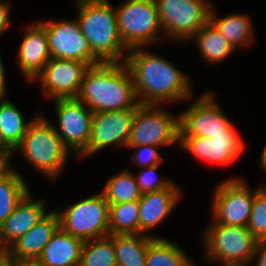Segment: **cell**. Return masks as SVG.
Here are the masks:
<instances>
[{
    "label": "cell",
    "mask_w": 266,
    "mask_h": 266,
    "mask_svg": "<svg viewBox=\"0 0 266 266\" xmlns=\"http://www.w3.org/2000/svg\"><path fill=\"white\" fill-rule=\"evenodd\" d=\"M40 22L46 28L48 46L53 58L77 60L86 62L89 66L101 63L82 34L77 18Z\"/></svg>",
    "instance_id": "cell-14"
},
{
    "label": "cell",
    "mask_w": 266,
    "mask_h": 266,
    "mask_svg": "<svg viewBox=\"0 0 266 266\" xmlns=\"http://www.w3.org/2000/svg\"><path fill=\"white\" fill-rule=\"evenodd\" d=\"M6 252V249L2 246L0 242V256Z\"/></svg>",
    "instance_id": "cell-42"
},
{
    "label": "cell",
    "mask_w": 266,
    "mask_h": 266,
    "mask_svg": "<svg viewBox=\"0 0 266 266\" xmlns=\"http://www.w3.org/2000/svg\"><path fill=\"white\" fill-rule=\"evenodd\" d=\"M182 195L181 188L175 183L168 188L142 194L139 199L140 234L160 237L153 234L154 229L161 226L175 210Z\"/></svg>",
    "instance_id": "cell-18"
},
{
    "label": "cell",
    "mask_w": 266,
    "mask_h": 266,
    "mask_svg": "<svg viewBox=\"0 0 266 266\" xmlns=\"http://www.w3.org/2000/svg\"><path fill=\"white\" fill-rule=\"evenodd\" d=\"M147 49H129L125 59L133 77L138 102L144 105H168L190 101L194 95L188 75L171 61Z\"/></svg>",
    "instance_id": "cell-1"
},
{
    "label": "cell",
    "mask_w": 266,
    "mask_h": 266,
    "mask_svg": "<svg viewBox=\"0 0 266 266\" xmlns=\"http://www.w3.org/2000/svg\"><path fill=\"white\" fill-rule=\"evenodd\" d=\"M254 198L255 189L253 191L241 176L220 180L211 198L212 221L226 226L247 227Z\"/></svg>",
    "instance_id": "cell-10"
},
{
    "label": "cell",
    "mask_w": 266,
    "mask_h": 266,
    "mask_svg": "<svg viewBox=\"0 0 266 266\" xmlns=\"http://www.w3.org/2000/svg\"><path fill=\"white\" fill-rule=\"evenodd\" d=\"M90 66L86 62L51 58L35 78L44 99L77 98L84 74Z\"/></svg>",
    "instance_id": "cell-13"
},
{
    "label": "cell",
    "mask_w": 266,
    "mask_h": 266,
    "mask_svg": "<svg viewBox=\"0 0 266 266\" xmlns=\"http://www.w3.org/2000/svg\"><path fill=\"white\" fill-rule=\"evenodd\" d=\"M153 238L145 234L114 235L117 266H146L147 248Z\"/></svg>",
    "instance_id": "cell-27"
},
{
    "label": "cell",
    "mask_w": 266,
    "mask_h": 266,
    "mask_svg": "<svg viewBox=\"0 0 266 266\" xmlns=\"http://www.w3.org/2000/svg\"><path fill=\"white\" fill-rule=\"evenodd\" d=\"M134 115L135 109L93 113L88 146L78 159L87 158L108 146L125 149Z\"/></svg>",
    "instance_id": "cell-16"
},
{
    "label": "cell",
    "mask_w": 266,
    "mask_h": 266,
    "mask_svg": "<svg viewBox=\"0 0 266 266\" xmlns=\"http://www.w3.org/2000/svg\"><path fill=\"white\" fill-rule=\"evenodd\" d=\"M83 244L59 227L37 260L46 266H79Z\"/></svg>",
    "instance_id": "cell-21"
},
{
    "label": "cell",
    "mask_w": 266,
    "mask_h": 266,
    "mask_svg": "<svg viewBox=\"0 0 266 266\" xmlns=\"http://www.w3.org/2000/svg\"><path fill=\"white\" fill-rule=\"evenodd\" d=\"M79 266H117L114 235L84 241Z\"/></svg>",
    "instance_id": "cell-30"
},
{
    "label": "cell",
    "mask_w": 266,
    "mask_h": 266,
    "mask_svg": "<svg viewBox=\"0 0 266 266\" xmlns=\"http://www.w3.org/2000/svg\"><path fill=\"white\" fill-rule=\"evenodd\" d=\"M31 193L30 190L0 226V242L5 249L27 233L49 212L45 197L35 199Z\"/></svg>",
    "instance_id": "cell-19"
},
{
    "label": "cell",
    "mask_w": 266,
    "mask_h": 266,
    "mask_svg": "<svg viewBox=\"0 0 266 266\" xmlns=\"http://www.w3.org/2000/svg\"><path fill=\"white\" fill-rule=\"evenodd\" d=\"M159 148L157 146L144 145V146H131L127 149H135L130 156L132 164L136 166H141V168L154 166L157 164L164 163V159L159 153Z\"/></svg>",
    "instance_id": "cell-33"
},
{
    "label": "cell",
    "mask_w": 266,
    "mask_h": 266,
    "mask_svg": "<svg viewBox=\"0 0 266 266\" xmlns=\"http://www.w3.org/2000/svg\"><path fill=\"white\" fill-rule=\"evenodd\" d=\"M12 153L2 144L0 140V159H12Z\"/></svg>",
    "instance_id": "cell-39"
},
{
    "label": "cell",
    "mask_w": 266,
    "mask_h": 266,
    "mask_svg": "<svg viewBox=\"0 0 266 266\" xmlns=\"http://www.w3.org/2000/svg\"><path fill=\"white\" fill-rule=\"evenodd\" d=\"M180 139V113L171 115L164 105L140 104L135 109L126 149L131 146L164 147Z\"/></svg>",
    "instance_id": "cell-8"
},
{
    "label": "cell",
    "mask_w": 266,
    "mask_h": 266,
    "mask_svg": "<svg viewBox=\"0 0 266 266\" xmlns=\"http://www.w3.org/2000/svg\"><path fill=\"white\" fill-rule=\"evenodd\" d=\"M260 186H261V189L266 193V182L260 184Z\"/></svg>",
    "instance_id": "cell-43"
},
{
    "label": "cell",
    "mask_w": 266,
    "mask_h": 266,
    "mask_svg": "<svg viewBox=\"0 0 266 266\" xmlns=\"http://www.w3.org/2000/svg\"><path fill=\"white\" fill-rule=\"evenodd\" d=\"M159 165L142 168L134 175L142 194L168 188L174 183L172 179L170 180L168 177L163 178L157 174Z\"/></svg>",
    "instance_id": "cell-32"
},
{
    "label": "cell",
    "mask_w": 266,
    "mask_h": 266,
    "mask_svg": "<svg viewBox=\"0 0 266 266\" xmlns=\"http://www.w3.org/2000/svg\"><path fill=\"white\" fill-rule=\"evenodd\" d=\"M2 55H0V99H6V95H7V83H6V70H5V65L3 62V59L1 57Z\"/></svg>",
    "instance_id": "cell-36"
},
{
    "label": "cell",
    "mask_w": 266,
    "mask_h": 266,
    "mask_svg": "<svg viewBox=\"0 0 266 266\" xmlns=\"http://www.w3.org/2000/svg\"><path fill=\"white\" fill-rule=\"evenodd\" d=\"M93 113L136 109L138 102L132 74L125 62L90 66L77 95Z\"/></svg>",
    "instance_id": "cell-2"
},
{
    "label": "cell",
    "mask_w": 266,
    "mask_h": 266,
    "mask_svg": "<svg viewBox=\"0 0 266 266\" xmlns=\"http://www.w3.org/2000/svg\"><path fill=\"white\" fill-rule=\"evenodd\" d=\"M81 32L100 62H125L129 49L123 44L115 8L110 0H74Z\"/></svg>",
    "instance_id": "cell-3"
},
{
    "label": "cell",
    "mask_w": 266,
    "mask_h": 266,
    "mask_svg": "<svg viewBox=\"0 0 266 266\" xmlns=\"http://www.w3.org/2000/svg\"><path fill=\"white\" fill-rule=\"evenodd\" d=\"M140 234L139 200L109 205V235Z\"/></svg>",
    "instance_id": "cell-29"
},
{
    "label": "cell",
    "mask_w": 266,
    "mask_h": 266,
    "mask_svg": "<svg viewBox=\"0 0 266 266\" xmlns=\"http://www.w3.org/2000/svg\"><path fill=\"white\" fill-rule=\"evenodd\" d=\"M21 262L16 260L7 251L0 256V266H20Z\"/></svg>",
    "instance_id": "cell-37"
},
{
    "label": "cell",
    "mask_w": 266,
    "mask_h": 266,
    "mask_svg": "<svg viewBox=\"0 0 266 266\" xmlns=\"http://www.w3.org/2000/svg\"><path fill=\"white\" fill-rule=\"evenodd\" d=\"M166 40L189 43L209 21L211 0H155ZM173 40V41H172Z\"/></svg>",
    "instance_id": "cell-7"
},
{
    "label": "cell",
    "mask_w": 266,
    "mask_h": 266,
    "mask_svg": "<svg viewBox=\"0 0 266 266\" xmlns=\"http://www.w3.org/2000/svg\"><path fill=\"white\" fill-rule=\"evenodd\" d=\"M30 190L24 175L14 166L0 177V226Z\"/></svg>",
    "instance_id": "cell-26"
},
{
    "label": "cell",
    "mask_w": 266,
    "mask_h": 266,
    "mask_svg": "<svg viewBox=\"0 0 266 266\" xmlns=\"http://www.w3.org/2000/svg\"><path fill=\"white\" fill-rule=\"evenodd\" d=\"M59 227L60 218L53 209L27 233L13 242L6 251L19 262L37 260Z\"/></svg>",
    "instance_id": "cell-20"
},
{
    "label": "cell",
    "mask_w": 266,
    "mask_h": 266,
    "mask_svg": "<svg viewBox=\"0 0 266 266\" xmlns=\"http://www.w3.org/2000/svg\"><path fill=\"white\" fill-rule=\"evenodd\" d=\"M263 150L261 151L260 154V168L262 169V171L265 173L266 172V144L265 146H263Z\"/></svg>",
    "instance_id": "cell-40"
},
{
    "label": "cell",
    "mask_w": 266,
    "mask_h": 266,
    "mask_svg": "<svg viewBox=\"0 0 266 266\" xmlns=\"http://www.w3.org/2000/svg\"><path fill=\"white\" fill-rule=\"evenodd\" d=\"M101 192L109 205L138 201L141 198L135 176L129 169L122 170L112 175L105 182Z\"/></svg>",
    "instance_id": "cell-28"
},
{
    "label": "cell",
    "mask_w": 266,
    "mask_h": 266,
    "mask_svg": "<svg viewBox=\"0 0 266 266\" xmlns=\"http://www.w3.org/2000/svg\"><path fill=\"white\" fill-rule=\"evenodd\" d=\"M19 44L16 65L27 82L34 83L35 78L43 71L44 66L52 58L45 26L32 21L27 25Z\"/></svg>",
    "instance_id": "cell-17"
},
{
    "label": "cell",
    "mask_w": 266,
    "mask_h": 266,
    "mask_svg": "<svg viewBox=\"0 0 266 266\" xmlns=\"http://www.w3.org/2000/svg\"><path fill=\"white\" fill-rule=\"evenodd\" d=\"M11 160L12 159H0V177L11 168Z\"/></svg>",
    "instance_id": "cell-38"
},
{
    "label": "cell",
    "mask_w": 266,
    "mask_h": 266,
    "mask_svg": "<svg viewBox=\"0 0 266 266\" xmlns=\"http://www.w3.org/2000/svg\"><path fill=\"white\" fill-rule=\"evenodd\" d=\"M250 266H266V238L257 240L255 254Z\"/></svg>",
    "instance_id": "cell-35"
},
{
    "label": "cell",
    "mask_w": 266,
    "mask_h": 266,
    "mask_svg": "<svg viewBox=\"0 0 266 266\" xmlns=\"http://www.w3.org/2000/svg\"><path fill=\"white\" fill-rule=\"evenodd\" d=\"M114 8L121 40L128 49L151 47L165 38L155 0H125Z\"/></svg>",
    "instance_id": "cell-6"
},
{
    "label": "cell",
    "mask_w": 266,
    "mask_h": 266,
    "mask_svg": "<svg viewBox=\"0 0 266 266\" xmlns=\"http://www.w3.org/2000/svg\"><path fill=\"white\" fill-rule=\"evenodd\" d=\"M179 147V150L183 149L202 162L218 166L234 162L247 150L245 141L234 126L225 134L211 135V138L180 136Z\"/></svg>",
    "instance_id": "cell-15"
},
{
    "label": "cell",
    "mask_w": 266,
    "mask_h": 266,
    "mask_svg": "<svg viewBox=\"0 0 266 266\" xmlns=\"http://www.w3.org/2000/svg\"><path fill=\"white\" fill-rule=\"evenodd\" d=\"M217 9L212 5L209 21L217 28L219 33L233 46L240 50L248 47L254 39L252 19L247 13H232L218 18Z\"/></svg>",
    "instance_id": "cell-22"
},
{
    "label": "cell",
    "mask_w": 266,
    "mask_h": 266,
    "mask_svg": "<svg viewBox=\"0 0 266 266\" xmlns=\"http://www.w3.org/2000/svg\"><path fill=\"white\" fill-rule=\"evenodd\" d=\"M193 259L177 243L154 237L148 244L146 266H195Z\"/></svg>",
    "instance_id": "cell-25"
},
{
    "label": "cell",
    "mask_w": 266,
    "mask_h": 266,
    "mask_svg": "<svg viewBox=\"0 0 266 266\" xmlns=\"http://www.w3.org/2000/svg\"><path fill=\"white\" fill-rule=\"evenodd\" d=\"M52 102L58 121V125L53 126L64 146L72 155L79 157L88 146L93 112L77 98Z\"/></svg>",
    "instance_id": "cell-11"
},
{
    "label": "cell",
    "mask_w": 266,
    "mask_h": 266,
    "mask_svg": "<svg viewBox=\"0 0 266 266\" xmlns=\"http://www.w3.org/2000/svg\"><path fill=\"white\" fill-rule=\"evenodd\" d=\"M59 209L60 227L74 237L89 241L109 236V203L101 191Z\"/></svg>",
    "instance_id": "cell-9"
},
{
    "label": "cell",
    "mask_w": 266,
    "mask_h": 266,
    "mask_svg": "<svg viewBox=\"0 0 266 266\" xmlns=\"http://www.w3.org/2000/svg\"><path fill=\"white\" fill-rule=\"evenodd\" d=\"M195 41L197 53L201 61L207 64H219L235 53L236 49L208 21L191 39Z\"/></svg>",
    "instance_id": "cell-24"
},
{
    "label": "cell",
    "mask_w": 266,
    "mask_h": 266,
    "mask_svg": "<svg viewBox=\"0 0 266 266\" xmlns=\"http://www.w3.org/2000/svg\"><path fill=\"white\" fill-rule=\"evenodd\" d=\"M204 229V261L220 265H250L257 239L244 226H226L212 220Z\"/></svg>",
    "instance_id": "cell-5"
},
{
    "label": "cell",
    "mask_w": 266,
    "mask_h": 266,
    "mask_svg": "<svg viewBox=\"0 0 266 266\" xmlns=\"http://www.w3.org/2000/svg\"><path fill=\"white\" fill-rule=\"evenodd\" d=\"M12 7L10 2L6 0H0V36L2 37L3 34L10 28V11Z\"/></svg>",
    "instance_id": "cell-34"
},
{
    "label": "cell",
    "mask_w": 266,
    "mask_h": 266,
    "mask_svg": "<svg viewBox=\"0 0 266 266\" xmlns=\"http://www.w3.org/2000/svg\"><path fill=\"white\" fill-rule=\"evenodd\" d=\"M39 114L26 121L13 101L0 99V140L11 153L20 145L30 124Z\"/></svg>",
    "instance_id": "cell-23"
},
{
    "label": "cell",
    "mask_w": 266,
    "mask_h": 266,
    "mask_svg": "<svg viewBox=\"0 0 266 266\" xmlns=\"http://www.w3.org/2000/svg\"><path fill=\"white\" fill-rule=\"evenodd\" d=\"M20 151L29 165L49 181H56L64 171L71 152L64 146L53 123L40 113L30 124L22 142L12 156Z\"/></svg>",
    "instance_id": "cell-4"
},
{
    "label": "cell",
    "mask_w": 266,
    "mask_h": 266,
    "mask_svg": "<svg viewBox=\"0 0 266 266\" xmlns=\"http://www.w3.org/2000/svg\"><path fill=\"white\" fill-rule=\"evenodd\" d=\"M221 266H250V265H221Z\"/></svg>",
    "instance_id": "cell-44"
},
{
    "label": "cell",
    "mask_w": 266,
    "mask_h": 266,
    "mask_svg": "<svg viewBox=\"0 0 266 266\" xmlns=\"http://www.w3.org/2000/svg\"><path fill=\"white\" fill-rule=\"evenodd\" d=\"M212 91L199 97H191V105L180 113V136L211 138L225 134L233 125L222 111Z\"/></svg>",
    "instance_id": "cell-12"
},
{
    "label": "cell",
    "mask_w": 266,
    "mask_h": 266,
    "mask_svg": "<svg viewBox=\"0 0 266 266\" xmlns=\"http://www.w3.org/2000/svg\"><path fill=\"white\" fill-rule=\"evenodd\" d=\"M247 228L257 240L266 238V193L260 184L255 188V198Z\"/></svg>",
    "instance_id": "cell-31"
},
{
    "label": "cell",
    "mask_w": 266,
    "mask_h": 266,
    "mask_svg": "<svg viewBox=\"0 0 266 266\" xmlns=\"http://www.w3.org/2000/svg\"><path fill=\"white\" fill-rule=\"evenodd\" d=\"M20 266H46V265H43L38 260H30V261L21 262Z\"/></svg>",
    "instance_id": "cell-41"
}]
</instances>
